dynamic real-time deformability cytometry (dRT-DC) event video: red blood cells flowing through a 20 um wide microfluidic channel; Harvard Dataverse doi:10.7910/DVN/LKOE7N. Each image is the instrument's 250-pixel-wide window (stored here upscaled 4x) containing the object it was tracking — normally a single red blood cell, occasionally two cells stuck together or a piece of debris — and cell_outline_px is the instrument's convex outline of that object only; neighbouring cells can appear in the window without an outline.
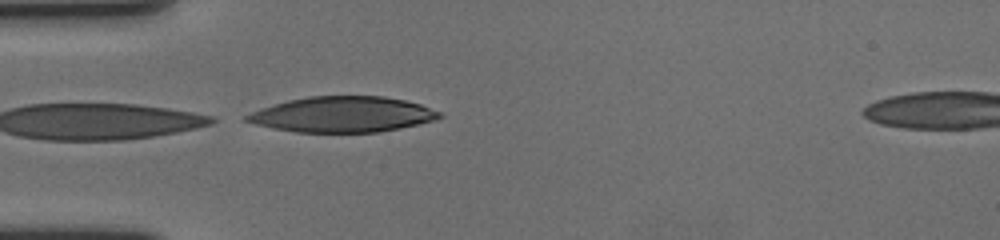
{"species": "human", "species_latin": "Homo sapiens", "temperature_condition": "cold", "stored_images_in_passage": 12, "camera_frame_rate_fps": 3000, "um_per_image_px": 0.085, "donor": {"sex": "female"}, "frame": {"image": 1, "passage_image": 12, "time_ms": 3.667, "image_size_px": [1000, 240], "cell_outline_px": [[444, 116], [436, 120], [400, 128], [380, 132], [296, 132], [272, 128], [240, 120], [244, 116], [252, 112], [288, 100], [308, 96], [384, 96], [404, 100], [420, 104], [444, 112]], "centroid_in_image_um": [29.16, 9.73], "position_along_channel_um": 55.8, "area_um2": 40.06}}